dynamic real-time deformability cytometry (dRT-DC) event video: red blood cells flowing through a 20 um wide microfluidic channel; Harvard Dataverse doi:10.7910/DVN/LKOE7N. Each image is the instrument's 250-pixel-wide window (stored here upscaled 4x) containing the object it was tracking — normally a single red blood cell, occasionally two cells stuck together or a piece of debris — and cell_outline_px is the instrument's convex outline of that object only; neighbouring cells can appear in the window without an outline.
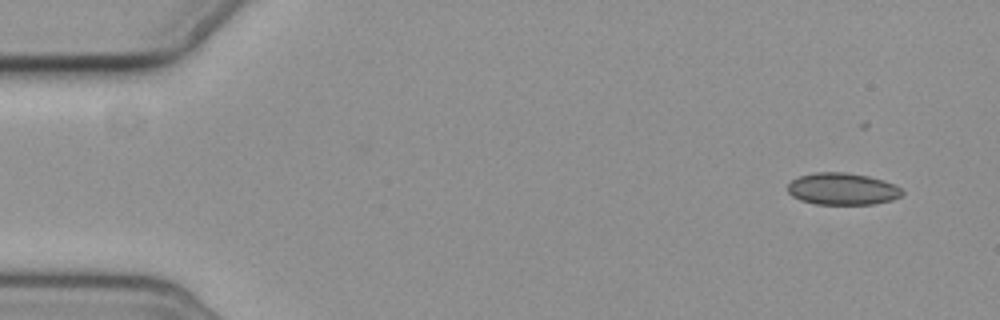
{"species": "common noctule bat (a hibernating species)", "species_latin": "Nyctalus noctula", "temperature_condition": "cold", "stored_images_in_passage": 6, "camera_frame_rate_fps": 3000, "um_per_image_px": 0.085, "animal": {"sex": "female", "body_mass_g": 19.3, "forearm_length_mm": 54.1}, "frame": {"image": 1, "passage_image": 1, "time_ms": 0.0, "image_size_px": [1000, 320], "cell_outline_px": [[904, 192], [900, 196], [892, 200], [872, 204], [816, 204], [800, 200], [792, 196], [788, 192], [788, 184], [792, 180], [800, 176], [816, 172], [844, 172], [868, 176], [884, 180], [896, 184]], "centroid_in_image_um": [71.62, 16.06], "position_along_channel_um": 13.4, "area_um2": 21.33}}
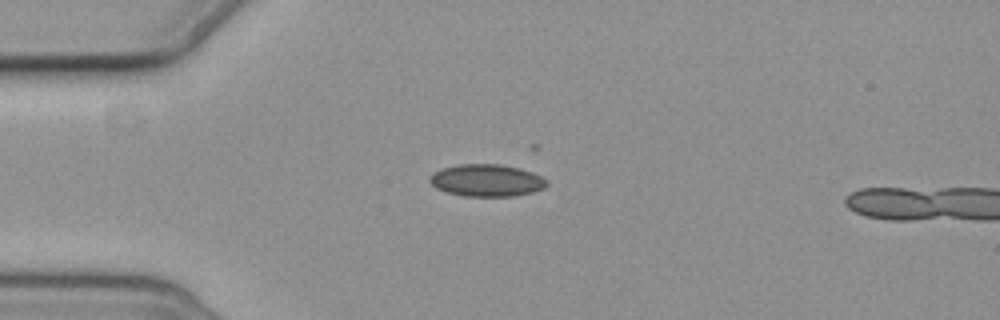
{"frame": {"image": 2, "passage_image": 4, "time_ms": 3.667, "image_size_px": [1000, 320], "cell_outline_px": [[548, 184], [544, 188], [532, 192], [512, 196], [464, 196], [448, 192], [436, 188], [428, 180], [436, 172], [444, 168], [460, 164], [500, 164], [520, 168], [532, 172], [548, 180]], "centroid_in_image_um": [41.41, 15.33], "position_along_channel_um": 43.6, "area_um2": 21.73}}